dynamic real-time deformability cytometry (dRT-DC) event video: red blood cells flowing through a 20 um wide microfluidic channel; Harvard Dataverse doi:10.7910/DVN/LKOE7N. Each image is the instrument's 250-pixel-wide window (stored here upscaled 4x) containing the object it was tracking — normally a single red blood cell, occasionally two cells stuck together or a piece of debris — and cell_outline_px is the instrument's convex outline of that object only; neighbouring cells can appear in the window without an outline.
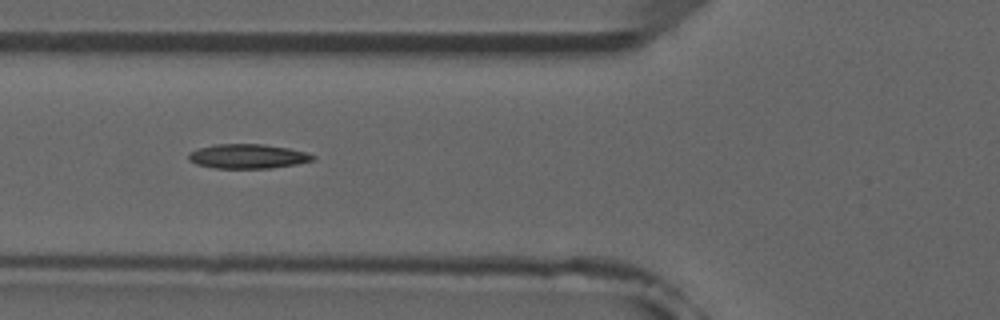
{"species": "common noctule bat (a hibernating species)", "species_latin": "Nyctalus noctula", "temperature_condition": "room temperature", "stored_images_in_passage": 6, "camera_frame_rate_fps": 3000, "um_per_image_px": 0.085, "animal": {"sex": "male", "forearm_length_mm": 52.5}, "frame": {"image": 1, "passage_image": 5, "time_ms": 4.667, "image_size_px": [1000, 320], "cell_outline_px": [[316, 160], [296, 164], [272, 168], [216, 168], [196, 164], [188, 160], [188, 152], [200, 148], [216, 144], [264, 144], [288, 148], [304, 152], [316, 156]], "centroid_in_image_um": [21.06, 13.29], "position_along_channel_um": 104.7, "area_um2": 17.69}}
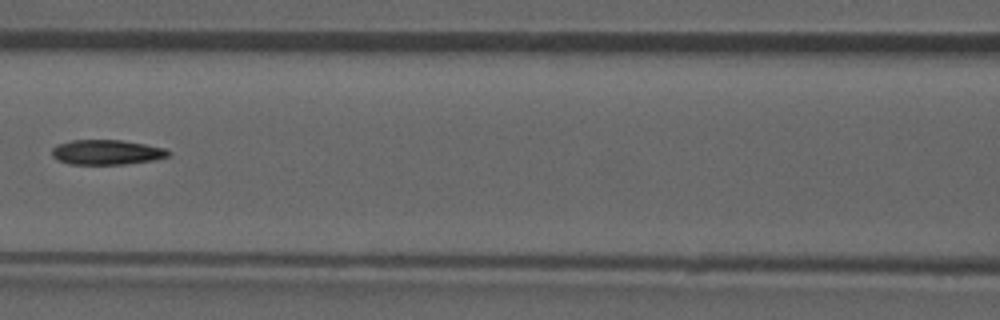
{"frame": {"image": 2, "passage_image": 6, "time_ms": 6.0, "image_size_px": [1000, 320], "cell_outline_px": [[172, 152], [168, 156], [156, 160], [124, 164], [68, 164], [52, 156], [52, 148], [56, 144], [72, 140], [120, 140], [144, 144], [164, 148]], "centroid_in_image_um": [9.07, 12.94], "position_along_channel_um": 157.5, "area_um2": 16.88}}